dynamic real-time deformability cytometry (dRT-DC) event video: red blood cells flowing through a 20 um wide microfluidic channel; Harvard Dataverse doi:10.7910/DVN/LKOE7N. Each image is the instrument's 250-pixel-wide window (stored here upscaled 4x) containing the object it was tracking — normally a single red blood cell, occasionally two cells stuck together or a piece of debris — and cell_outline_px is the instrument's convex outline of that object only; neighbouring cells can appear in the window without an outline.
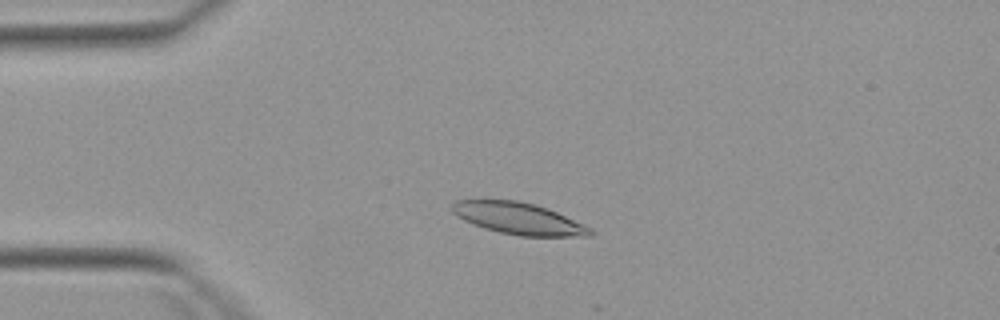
{"species": "Egyptian fruit bat (a non-hibernating species)", "species_latin": "Rousettus aegyptiacus", "temperature_condition": "warm", "stored_images_in_passage": 3, "camera_frame_rate_fps": 3000, "um_per_image_px": 0.085, "animal": {"sex": "female"}, "frame": {"image": 1, "passage_image": 2, "time_ms": 1.333, "image_size_px": [1000, 320], "cell_outline_px": [[596, 232], [592, 236], [520, 236], [500, 232], [484, 228], [464, 220], [456, 216], [452, 212], [452, 204], [456, 200], [516, 200], [536, 204], [548, 208], [584, 224], [592, 228]], "centroid_in_image_um": [44.12, 18.57], "position_along_channel_um": 40.9, "area_um2": 25.61}}